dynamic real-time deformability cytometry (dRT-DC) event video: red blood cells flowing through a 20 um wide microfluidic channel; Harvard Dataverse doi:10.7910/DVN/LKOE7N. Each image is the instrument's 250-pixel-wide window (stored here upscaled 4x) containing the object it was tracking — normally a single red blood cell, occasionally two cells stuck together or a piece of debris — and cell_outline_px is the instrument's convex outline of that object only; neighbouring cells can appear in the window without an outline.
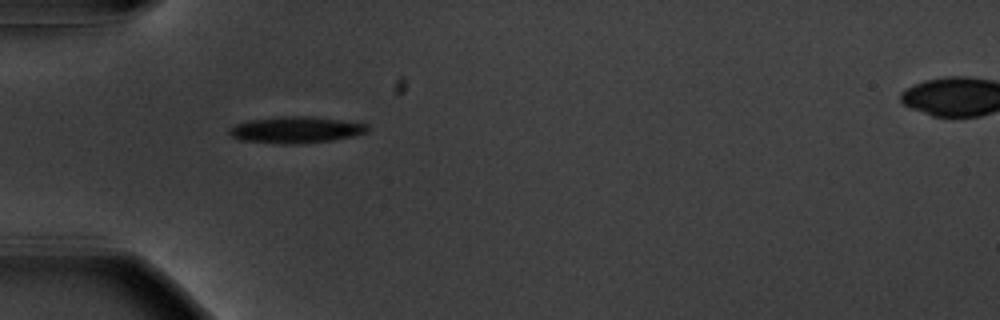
{"species": "common noctule bat (a hibernating species)", "species_latin": "Nyctalus noctula", "temperature_condition": "warm", "stored_images_in_passage": 39, "camera_frame_rate_fps": 3000, "um_per_image_px": 0.085, "animal": {"sex": "male", "body_mass_g": 20.1, "forearm_length_mm": 53.5}, "frame": {"image": 1, "passage_image": 1, "time_ms": 0.0, "image_size_px": [1000, 320], "cell_outline_px": [[368, 132], [352, 136], [332, 140], [304, 144], [280, 144], [236, 140], [228, 132], [228, 128], [236, 124], [248, 120], [280, 116], [312, 116], [368, 124]], "centroid_in_image_um": [25.1, 11.04], "position_along_channel_um": 59.9, "area_um2": 21.62}}
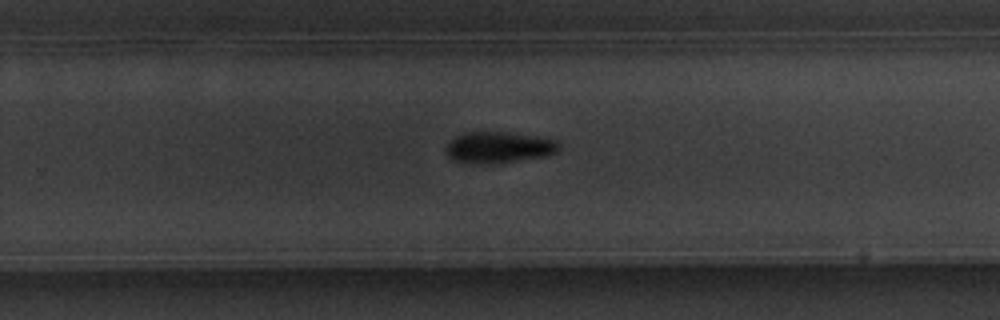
{"frame": {"image": 2, "passage_image": 20, "time_ms": 6.333, "image_size_px": [1000, 320], "cell_outline_px": [[560, 148], [556, 152], [544, 156], [496, 164], [476, 164], [452, 160], [444, 152], [444, 148], [456, 136], [464, 132], [504, 132], [532, 136], [556, 140], [560, 144]], "centroid_in_image_um": [42.34, 12.54], "position_along_channel_um": 287.5, "area_um2": 20.63}}
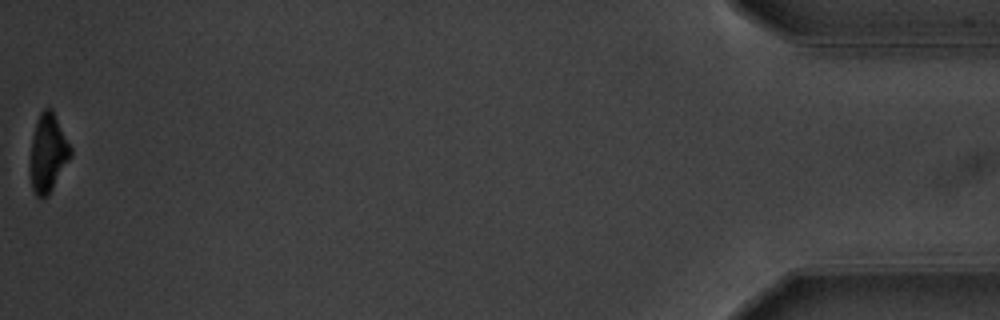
{"frame": {"image": 3, "passage_image": 39, "time_ms": 12.667, "image_size_px": [1000, 320], "cell_outline_px": [[72, 156], [48, 196], [36, 196], [32, 188], [32, 136], [36, 120], [40, 112], [44, 108], [52, 108], [72, 148]], "centroid_in_image_um": [4.12, 12.96], "position_along_channel_um": 431.1, "area_um2": 18.09}, "authors_computed_cell_mechanics": {"area_um2": 20.6346, "velocity_mm_per_s": 3.677, "shape_relaxation_time_tau1_ms": 2.2205, "shape_relaxation_time_tau2_ms": null, "deformation_change_tau1": 0.1378, "deformation_change_tau2": null}}